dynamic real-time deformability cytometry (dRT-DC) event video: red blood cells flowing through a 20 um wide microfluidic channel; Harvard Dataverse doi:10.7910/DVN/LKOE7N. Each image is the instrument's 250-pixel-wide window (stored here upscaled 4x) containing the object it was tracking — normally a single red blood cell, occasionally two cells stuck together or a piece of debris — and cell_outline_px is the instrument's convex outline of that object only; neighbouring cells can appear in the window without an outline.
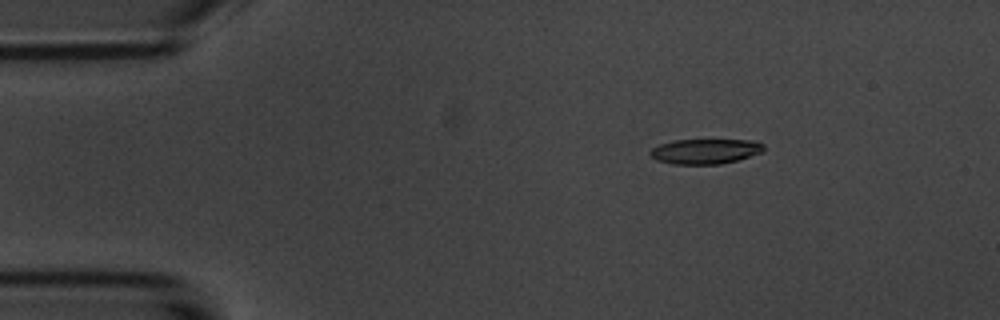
{"species": "common noctule bat (a hibernating species)", "species_latin": "Nyctalus noctula", "temperature_condition": "room temperature", "stored_images_in_passage": 4, "camera_frame_rate_fps": 3000, "um_per_image_px": 0.085, "animal": {"sex": "male", "body_mass_g": 20.1, "forearm_length_mm": 53.5}, "frame": {"image": 1, "passage_image": 2, "time_ms": 1.333, "image_size_px": [1000, 320], "cell_outline_px": [[764, 152], [736, 160], [720, 164], [672, 164], [656, 160], [648, 152], [652, 148], [660, 144], [672, 140], [756, 140], [764, 144]], "centroid_in_image_um": [59.96, 12.86], "position_along_channel_um": 25.0, "area_um2": 16.65}}
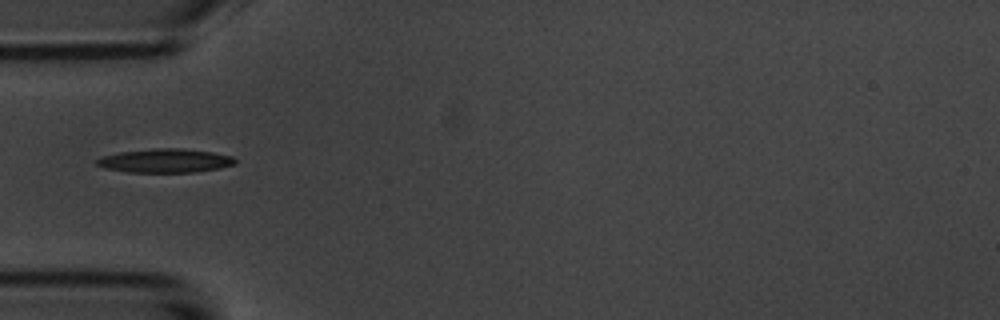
{"frame": {"image": 2, "passage_image": 4, "time_ms": 4.333, "image_size_px": [1000, 320], "cell_outline_px": [[236, 164], [220, 168], [196, 172], [128, 172], [104, 168], [96, 164], [96, 160], [100, 156], [120, 152], [156, 148], [180, 148], [212, 152], [232, 156], [236, 160]], "centroid_in_image_um": [14.04, 13.66], "position_along_channel_um": 71.0, "area_um2": 19.25}}